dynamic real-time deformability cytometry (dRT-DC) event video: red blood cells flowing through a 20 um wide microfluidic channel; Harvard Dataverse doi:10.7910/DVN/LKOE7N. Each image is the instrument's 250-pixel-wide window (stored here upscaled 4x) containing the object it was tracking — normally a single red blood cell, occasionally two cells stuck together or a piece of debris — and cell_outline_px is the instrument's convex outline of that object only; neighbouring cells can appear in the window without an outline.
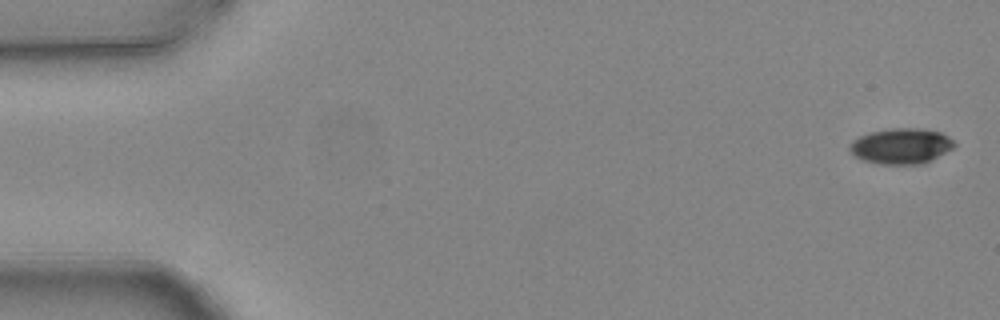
{"species": "common noctule bat (a hibernating species)", "species_latin": "Nyctalus noctula", "temperature_condition": "warm", "stored_images_in_passage": 5, "camera_frame_rate_fps": 3000, "um_per_image_px": 0.085, "animal": {"sex": "female", "body_mass_g": 24.6, "forearm_length_mm": 56.2}, "frame": {"image": 1, "passage_image": 1, "time_ms": 0.0, "image_size_px": [1000, 320], "cell_outline_px": [[956, 144], [952, 148], [932, 160], [924, 164], [880, 164], [864, 160], [856, 156], [848, 148], [848, 144], [852, 140], [868, 132], [888, 128], [920, 128], [940, 132], [948, 136]], "centroid_in_image_um": [76.58, 12.4], "position_along_channel_um": 8.4, "area_um2": 21.79}}
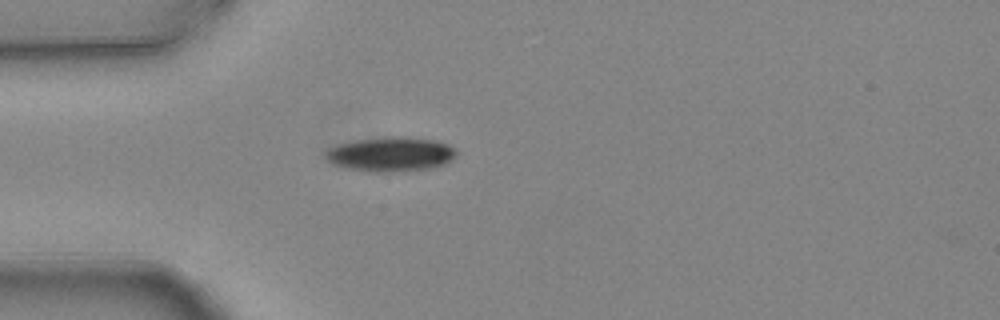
{"frame": {"image": 2, "passage_image": 5, "time_ms": 1.333, "image_size_px": [1000, 320], "cell_outline_px": [[456, 156], [452, 160], [444, 164], [432, 168], [384, 172], [376, 172], [352, 168], [336, 164], [328, 160], [324, 156], [324, 152], [328, 148], [336, 144], [356, 140], [392, 136], [400, 136], [436, 140], [448, 144], [456, 148]], "centroid_in_image_um": [33.24, 13.08], "position_along_channel_um": 51.8, "area_um2": 26.13}}